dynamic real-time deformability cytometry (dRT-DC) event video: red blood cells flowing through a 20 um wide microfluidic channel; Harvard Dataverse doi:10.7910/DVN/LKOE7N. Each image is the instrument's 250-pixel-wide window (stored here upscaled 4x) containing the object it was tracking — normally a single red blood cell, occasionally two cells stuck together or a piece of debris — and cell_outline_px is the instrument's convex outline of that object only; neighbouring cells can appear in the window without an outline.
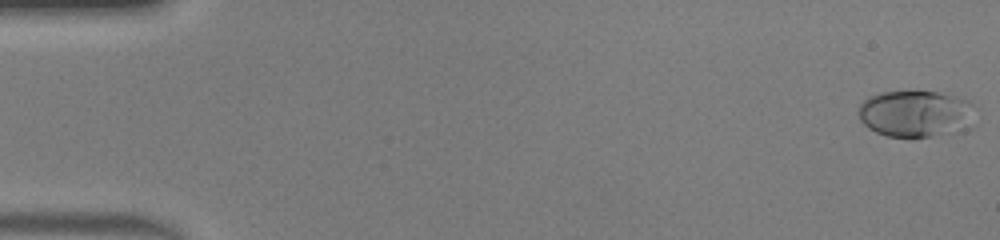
{"species": "human", "species_latin": "Homo sapiens", "temperature_condition": "warm", "stored_images_in_passage": 48, "camera_frame_rate_fps": 3000, "um_per_image_px": 0.085, "donor": {"sex": "male"}, "frame": {"image": 1, "passage_image": 1, "time_ms": 0.0, "image_size_px": [1000, 240], "cell_outline_px": [[980, 108], [932, 136], [888, 136], [876, 132], [868, 128], [860, 120], [860, 104], [868, 96], [884, 92], [940, 92], [956, 96], [968, 100]], "centroid_in_image_um": [77.63, 9.58], "position_along_channel_um": 7.4, "area_um2": 29.59}}
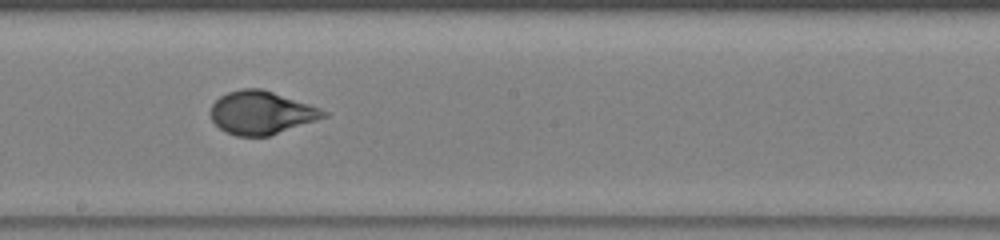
{"frame": {"image": 2, "passage_image": 27, "time_ms": 8.667, "image_size_px": [1000, 240], "cell_outline_px": [[328, 116], [268, 136], [236, 136], [224, 132], [212, 120], [212, 104], [220, 96], [228, 92], [240, 88], [260, 88], [320, 108], [328, 112]], "centroid_in_image_um": [22.19, 9.58], "position_along_channel_um": 226.0, "area_um2": 28.03}}
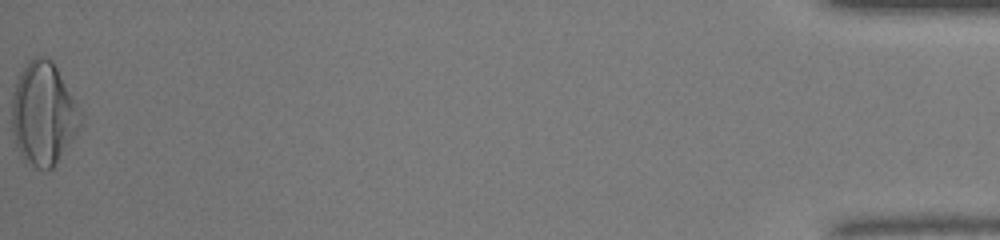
{"frame": {"image": 3, "passage_image": 48, "time_ms": 15.667, "image_size_px": [1000, 240], "cell_outline_px": [[84, 116], [80, 128], [52, 168], [36, 168], [24, 160], [20, 156], [12, 132], [12, 92], [16, 80], [20, 72], [36, 56], [44, 56], [52, 60], [80, 108]], "centroid_in_image_um": [3.69, 9.66], "position_along_channel_um": 431.5, "area_um2": 41.1}, "authors_computed_cell_mechanics": {"area_um2": 28.7266, "velocity_mm_per_s": 4.3728, "shape_relaxation_time_tau1_ms": 4.9686, "shape_relaxation_time_tau2_ms": null, "deformation_change_tau1": 0.2591, "deformation_change_tau2": null}}